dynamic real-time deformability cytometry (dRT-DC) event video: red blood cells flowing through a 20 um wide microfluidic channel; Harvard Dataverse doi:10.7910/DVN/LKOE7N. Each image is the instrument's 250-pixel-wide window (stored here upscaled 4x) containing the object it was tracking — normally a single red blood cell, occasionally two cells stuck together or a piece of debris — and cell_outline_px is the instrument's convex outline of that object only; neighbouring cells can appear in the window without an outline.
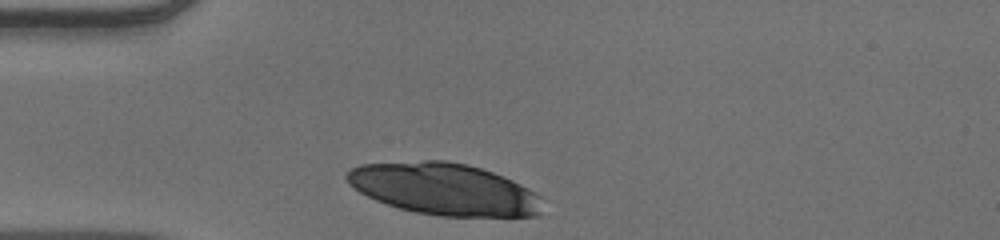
{"species": "human", "species_latin": "Homo sapiens", "temperature_condition": "warm", "stored_images_in_passage": 29, "camera_frame_rate_fps": 3000, "um_per_image_px": 0.085, "donor": {"sex": "male"}, "frame": {"image": 1, "passage_image": 1, "time_ms": 0.0, "image_size_px": [1000, 240], "cell_outline_px": [[540, 216], [440, 216], [416, 212], [400, 208], [376, 200], [360, 192], [348, 184], [344, 176], [352, 168], [360, 164], [424, 160], [444, 160], [468, 164], [504, 176], [520, 184], [540, 196]], "centroid_in_image_um": [37.72, 16.06], "position_along_channel_um": 47.3, "area_um2": 58.84}}